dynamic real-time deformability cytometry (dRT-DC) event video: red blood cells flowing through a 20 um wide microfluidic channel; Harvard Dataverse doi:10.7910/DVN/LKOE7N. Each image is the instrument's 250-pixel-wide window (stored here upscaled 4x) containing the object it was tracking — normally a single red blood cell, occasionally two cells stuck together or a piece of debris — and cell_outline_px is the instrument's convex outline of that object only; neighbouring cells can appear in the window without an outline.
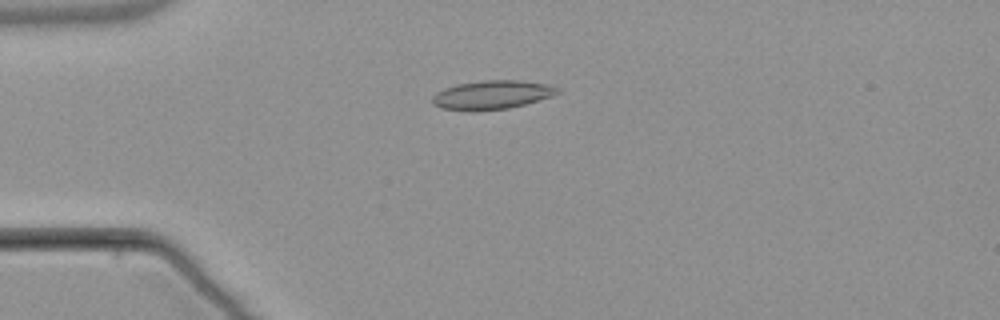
{"species": "common noctule bat (a hibernating species)", "species_latin": "Nyctalus noctula", "temperature_condition": "warm", "stored_images_in_passage": 2, "camera_frame_rate_fps": 3000, "um_per_image_px": 0.085, "animal": {"sex": "male", "body_mass_g": 21.5, "forearm_length_mm": 52.0}, "frame": {"image": 1, "passage_image": 1, "time_ms": 0.0, "image_size_px": [1000, 320], "cell_outline_px": [[560, 92], [552, 96], [524, 104], [508, 108], [476, 112], [472, 112], [440, 108], [432, 104], [432, 96], [436, 92], [444, 88], [456, 84], [484, 80], [520, 80], [552, 84]], "centroid_in_image_um": [41.78, 8.07], "position_along_channel_um": 43.2, "area_um2": 21.33}}